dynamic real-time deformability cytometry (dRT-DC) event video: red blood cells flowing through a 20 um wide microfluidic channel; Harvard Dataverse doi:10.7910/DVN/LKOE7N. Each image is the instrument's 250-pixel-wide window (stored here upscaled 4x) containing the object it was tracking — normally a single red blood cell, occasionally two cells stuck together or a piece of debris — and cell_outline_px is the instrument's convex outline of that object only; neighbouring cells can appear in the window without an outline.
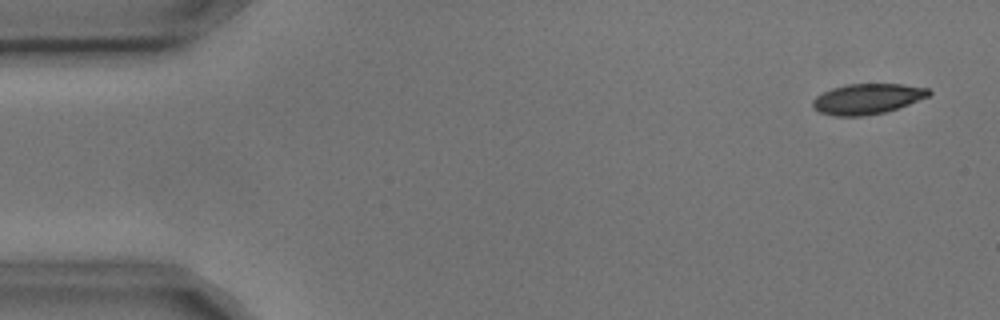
{"species": "common noctule bat (a hibernating species)", "species_latin": "Nyctalus noctula", "temperature_condition": "cold", "stored_images_in_passage": 4, "segment_of_instrument_passage": [1, 2], "camera_frame_rate_fps": 3000, "um_per_image_px": 0.085, "animal": {"sex": "male", "body_mass_g": 17.9, "forearm_length_mm": 54.2}, "frame": {"image": 1, "passage_image": 1, "time_ms": 0.0, "image_size_px": [1000, 320], "cell_outline_px": [[932, 92], [928, 96], [908, 104], [884, 112], [860, 116], [836, 116], [820, 112], [812, 108], [812, 100], [816, 96], [832, 88], [848, 84], [904, 84], [928, 88]], "centroid_in_image_um": [73.7, 8.39], "position_along_channel_um": 11.3, "area_um2": 20.4}}